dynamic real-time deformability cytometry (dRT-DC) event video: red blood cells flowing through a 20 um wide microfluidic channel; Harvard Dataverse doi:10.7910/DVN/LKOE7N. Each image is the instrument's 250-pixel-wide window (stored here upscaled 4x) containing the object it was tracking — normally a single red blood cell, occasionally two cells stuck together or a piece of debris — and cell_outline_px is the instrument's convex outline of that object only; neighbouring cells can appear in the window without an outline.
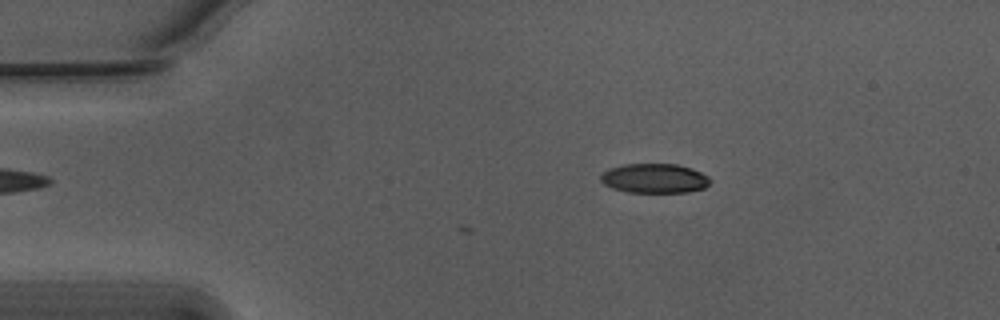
{"species": "Egyptian fruit bat (a non-hibernating species)", "species_latin": "Rousettus aegyptiacus", "temperature_condition": "warm", "stored_images_in_passage": 4, "camera_frame_rate_fps": 3000, "um_per_image_px": 0.085, "animal": {"sex": "male"}, "frame": {"image": 1, "passage_image": 2, "time_ms": 0.333, "image_size_px": [1000, 320], "cell_outline_px": [[712, 180], [704, 188], [688, 192], [628, 192], [612, 188], [604, 184], [600, 180], [600, 176], [608, 168], [624, 164], [676, 164], [692, 168], [708, 176]], "centroid_in_image_um": [55.63, 15.15], "position_along_channel_um": 29.4, "area_um2": 18.84}}